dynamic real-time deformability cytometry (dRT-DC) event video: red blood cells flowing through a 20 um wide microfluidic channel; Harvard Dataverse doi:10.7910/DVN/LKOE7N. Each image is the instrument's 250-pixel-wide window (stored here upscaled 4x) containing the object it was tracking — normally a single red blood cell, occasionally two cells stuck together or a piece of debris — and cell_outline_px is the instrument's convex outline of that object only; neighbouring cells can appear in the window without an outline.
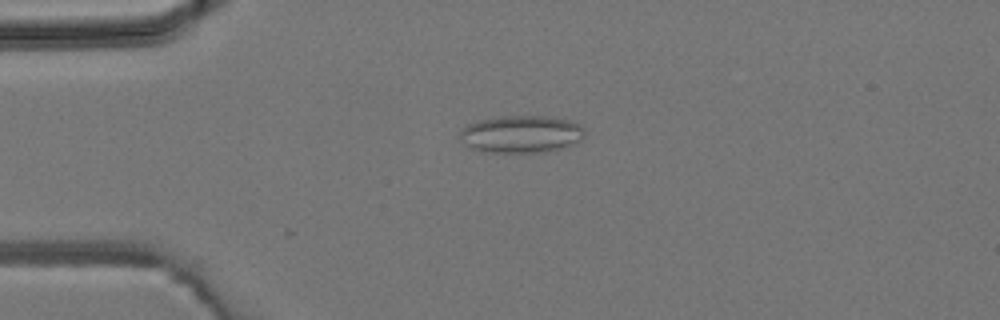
{"species": "common noctule bat (a hibernating species)", "species_latin": "Nyctalus noctula", "temperature_condition": "room temperature", "stored_images_in_passage": 3, "camera_frame_rate_fps": 3000, "um_per_image_px": 0.085, "animal": {"sex": "male", "body_mass_g": 19.2, "forearm_length_mm": 51.8}, "frame": {"image": 1, "passage_image": 3, "time_ms": 2.667, "image_size_px": [1000, 320], "cell_outline_px": [[584, 136], [576, 144], [544, 152], [492, 152], [472, 148], [460, 140], [460, 128], [468, 124], [480, 120], [504, 116], [548, 116], [568, 120], [580, 124], [584, 128]], "centroid_in_image_um": [44.33, 11.39], "position_along_channel_um": 40.7, "area_um2": 27.11}}